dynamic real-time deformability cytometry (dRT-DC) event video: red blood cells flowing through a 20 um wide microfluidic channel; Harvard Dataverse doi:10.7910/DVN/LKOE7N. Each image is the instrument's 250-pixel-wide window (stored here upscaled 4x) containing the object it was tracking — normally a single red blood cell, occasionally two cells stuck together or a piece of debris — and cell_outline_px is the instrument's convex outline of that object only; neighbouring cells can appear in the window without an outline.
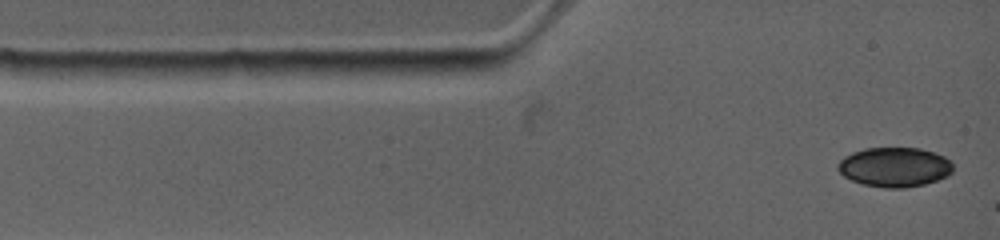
{"species": "common noctule bat (a hibernating species)", "species_latin": "Nyctalus noctula", "temperature_condition": "warm", "stored_images_in_passage": 4, "camera_frame_rate_fps": 4500, "um_per_image_px": 0.085, "animal": {"sex": "female", "body_mass_g": 19.0, "forearm_length_mm": 53.3}, "frame": {"image": 1, "passage_image": 1, "time_ms": 0.0, "image_size_px": [1000, 240], "cell_outline_px": [[952, 172], [948, 176], [924, 184], [904, 188], [888, 188], [864, 184], [852, 180], [844, 176], [836, 168], [836, 164], [844, 156], [852, 152], [864, 148], [920, 148], [936, 152], [952, 160]], "centroid_in_image_um": [76.05, 14.19], "position_along_channel_um": 9.0, "area_um2": 26.7}}